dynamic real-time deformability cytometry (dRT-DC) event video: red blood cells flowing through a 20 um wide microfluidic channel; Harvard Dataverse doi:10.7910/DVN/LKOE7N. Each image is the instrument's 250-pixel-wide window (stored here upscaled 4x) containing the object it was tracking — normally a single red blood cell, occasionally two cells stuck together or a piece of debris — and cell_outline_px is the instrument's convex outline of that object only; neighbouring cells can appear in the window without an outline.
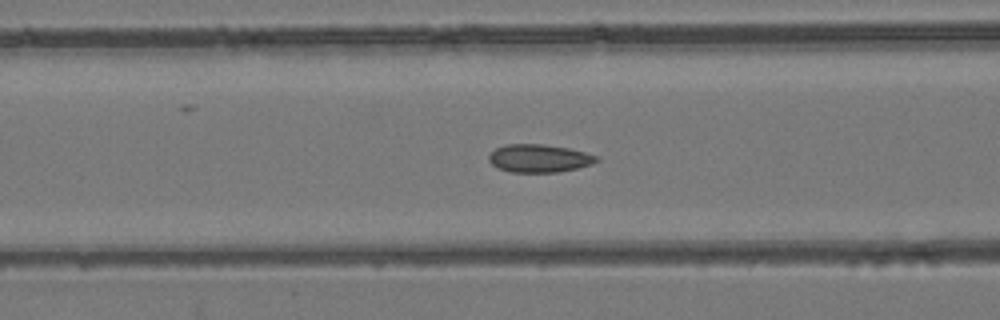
{"species": "common noctule bat (a hibernating species)", "species_latin": "Nyctalus noctula", "temperature_condition": "room temperature", "stored_images_in_passage": 54, "camera_frame_rate_fps": 3000, "um_per_image_px": 0.085, "animal": {"sex": "female", "body_mass_g": 24.6, "forearm_length_mm": 56.2}, "frame": {"image": 1, "passage_image": 22, "time_ms": 7.0, "image_size_px": [1000, 320], "cell_outline_px": [[600, 160], [592, 164], [560, 172], [512, 172], [496, 168], [488, 160], [488, 156], [496, 148], [508, 144], [544, 144], [568, 148], [600, 156]], "centroid_in_image_um": [45.84, 13.46], "position_along_channel_um": 120.8, "area_um2": 17.63}}
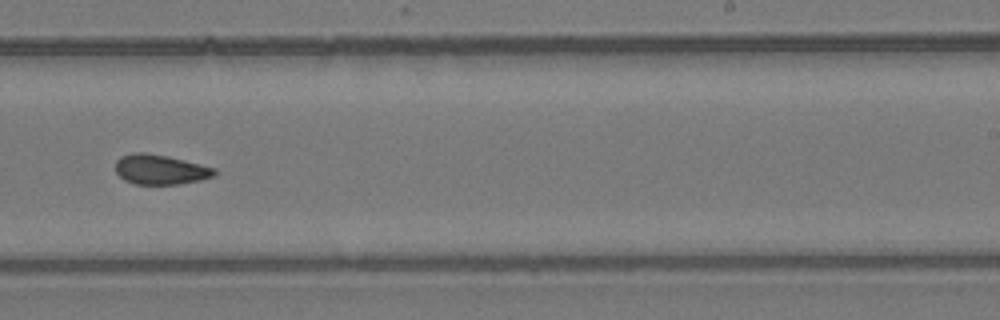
{"frame": {"image": 2, "passage_image": 34, "time_ms": 11.0, "image_size_px": [1000, 320], "cell_outline_px": [[216, 172], [212, 176], [200, 180], [180, 184], [136, 184], [124, 180], [116, 172], [116, 160], [120, 156], [132, 152], [144, 152], [168, 156], [216, 168]], "centroid_in_image_um": [13.6, 14.4], "position_along_channel_um": 275.4, "area_um2": 17.22}}
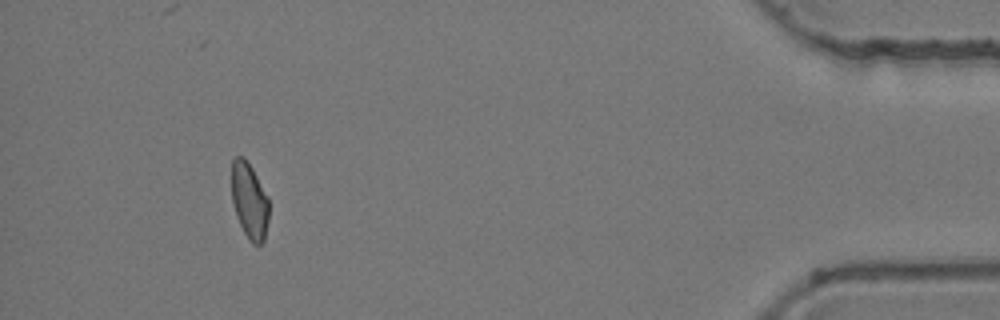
{"frame": {"image": 3, "passage_image": 50, "time_ms": 16.333, "image_size_px": [1000, 320], "cell_outline_px": [[268, 220], [264, 240], [260, 244], [252, 244], [244, 232], [236, 216], [232, 200], [232, 160], [236, 156], [244, 156], [252, 168], [268, 196]], "centroid_in_image_um": [21.2, 17.05], "position_along_channel_um": 414.0, "area_um2": 16.47}, "authors_computed_cell_mechanics": {"area_um2": 17.5423, "velocity_mm_per_s": 3.8725, "shape_relaxation_time_tau1_ms": null, "shape_relaxation_time_tau2_ms": 2.5718, "deformation_change_tau1": null, "deformation_change_tau2": 0.0617}}